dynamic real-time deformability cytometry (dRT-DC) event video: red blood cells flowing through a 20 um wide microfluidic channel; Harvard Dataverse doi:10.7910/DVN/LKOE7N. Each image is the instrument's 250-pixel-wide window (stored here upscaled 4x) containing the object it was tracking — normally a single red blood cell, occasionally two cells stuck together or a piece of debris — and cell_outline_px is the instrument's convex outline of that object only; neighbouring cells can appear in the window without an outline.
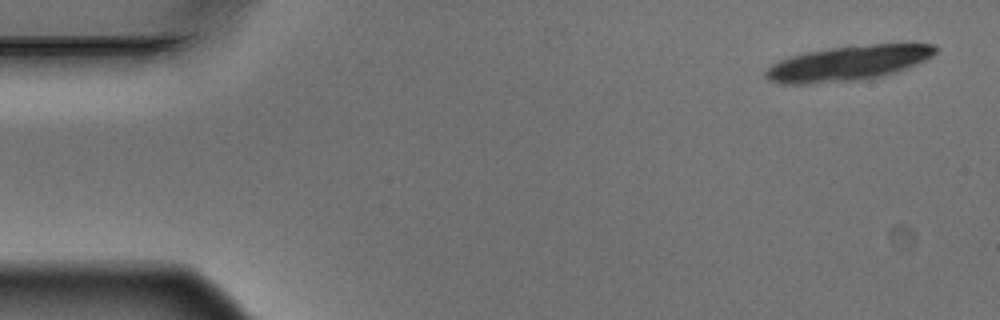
{"species": "Egyptian fruit bat (a non-hibernating species)", "species_latin": "Rousettus aegyptiacus", "temperature_condition": "warm", "stored_images_in_passage": 5, "camera_frame_rate_fps": 3000, "um_per_image_px": 0.085, "animal": {"sex": "male"}, "frame": {"image": 1, "passage_image": 1, "time_ms": 0.0, "image_size_px": [1000, 320], "cell_outline_px": [[936, 52], [932, 56], [908, 68], [896, 72], [880, 76], [860, 80], [812, 84], [780, 84], [768, 80], [764, 76], [764, 72], [772, 64], [780, 60], [792, 56], [808, 52], [832, 48], [872, 44], [936, 44]], "centroid_in_image_um": [72.06, 5.39], "position_along_channel_um": 12.9, "area_um2": 34.33}}